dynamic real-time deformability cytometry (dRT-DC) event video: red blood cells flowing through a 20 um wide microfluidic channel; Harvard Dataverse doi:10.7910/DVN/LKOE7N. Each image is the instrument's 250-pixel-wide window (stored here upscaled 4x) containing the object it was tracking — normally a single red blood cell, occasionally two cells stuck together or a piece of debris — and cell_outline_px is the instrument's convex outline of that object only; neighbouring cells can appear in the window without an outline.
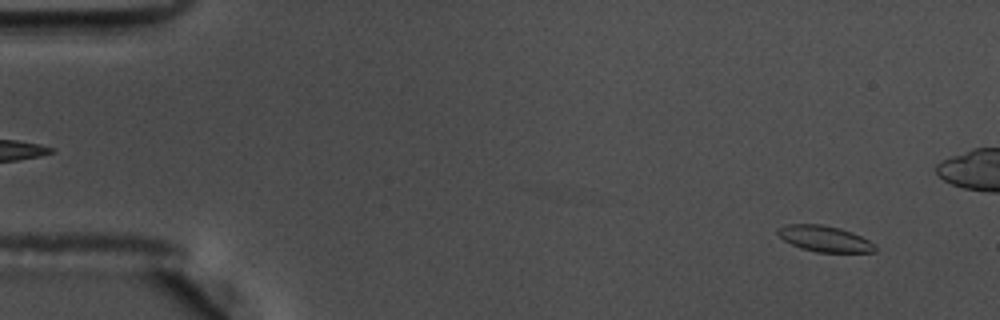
{"species": "common noctule bat (a hibernating species)", "species_latin": "Nyctalus noctula", "temperature_condition": "warm", "stored_images_in_passage": 59, "camera_frame_rate_fps": 3000, "um_per_image_px": 0.085, "animal": {"sex": "male", "body_mass_g": 17.5, "forearm_length_mm": 52.3}, "frame": {"image": 1, "passage_image": 5, "time_ms": 1.333, "image_size_px": [1000, 320], "cell_outline_px": [[876, 252], [816, 252], [800, 248], [784, 240], [776, 232], [776, 228], [788, 224], [820, 224], [840, 228], [852, 232], [876, 244]], "centroid_in_image_um": [70.09, 20.29], "position_along_channel_um": 14.9, "area_um2": 14.74}}
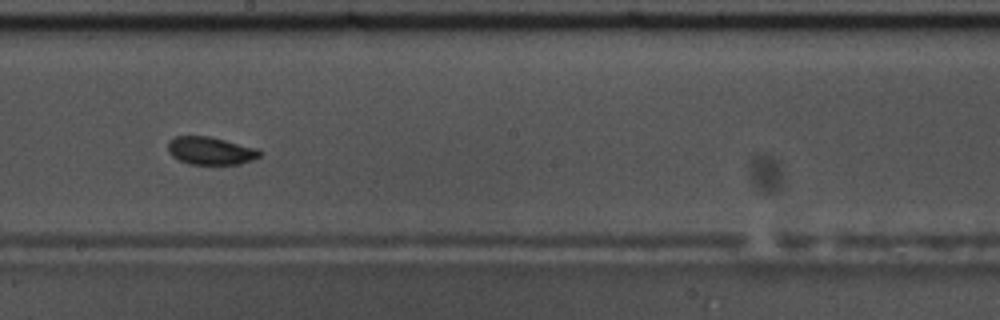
{"frame": {"image": 2, "passage_image": 33, "time_ms": 10.667, "image_size_px": [1000, 320], "cell_outline_px": [[264, 152], [260, 156], [252, 160], [240, 164], [188, 164], [172, 156], [168, 152], [168, 140], [176, 136], [208, 136], [256, 148]], "centroid_in_image_um": [17.89, 12.82], "position_along_channel_um": 230.3, "area_um2": 14.85}}
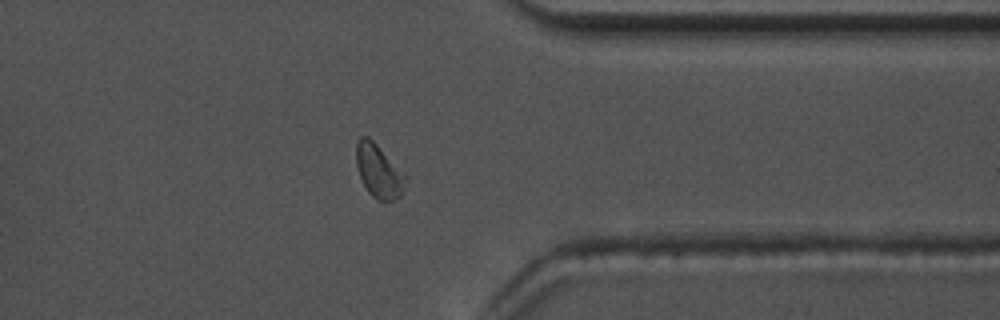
{"frame": {"image": 3, "passage_image": 46, "time_ms": 15.0, "image_size_px": [1000, 320], "cell_outline_px": [[408, 180], [400, 196], [384, 204], [376, 200], [368, 192], [360, 176], [356, 164], [356, 144], [360, 136], [368, 136], [408, 176]], "centroid_in_image_um": [32.21, 14.58], "position_along_channel_um": 379.2, "area_um2": 15.55}, "authors_computed_cell_mechanics": {"area_um2": 15.0858, "velocity_mm_per_s": 3.5883, "shape_relaxation_time_tau1_ms": 3.11, "shape_relaxation_time_tau2_ms": 3.051, "deformation_change_tau1": 0.1053, "deformation_change_tau2": 0.0617}}